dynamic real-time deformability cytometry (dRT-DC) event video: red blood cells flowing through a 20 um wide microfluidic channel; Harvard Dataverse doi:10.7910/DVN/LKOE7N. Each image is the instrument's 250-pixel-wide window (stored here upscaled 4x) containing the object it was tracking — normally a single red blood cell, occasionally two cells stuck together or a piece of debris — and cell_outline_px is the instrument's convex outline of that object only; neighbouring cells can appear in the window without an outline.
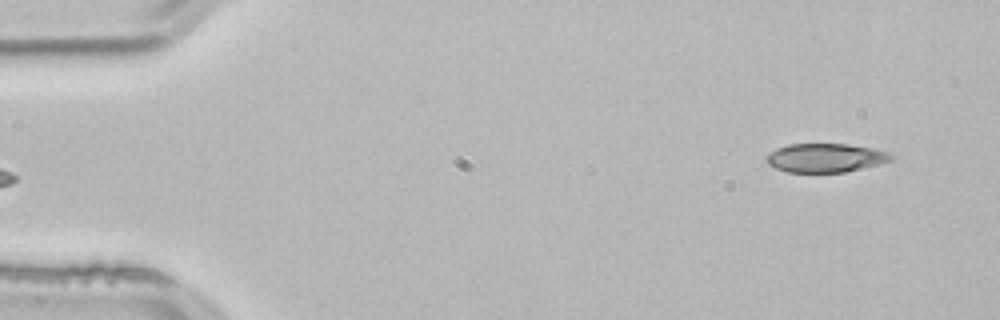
{"species": "common noctule bat (a hibernating species)", "species_latin": "Nyctalus noctula", "temperature_condition": "room temperature", "stored_images_in_passage": 4, "segment_of_instrument_passage": [2, 2], "camera_frame_rate_fps": 3000, "um_per_image_px": 0.085, "animal": {"sex": "male", "body_mass_g": 21.5, "forearm_length_mm": 52.0}, "frame": {"image": 1, "passage_image": 4, "time_ms": 1.0, "image_size_px": [1000, 320], "cell_outline_px": [[896, 156], [892, 160], [880, 164], [844, 172], [788, 172], [776, 168], [768, 164], [764, 160], [764, 156], [776, 148], [788, 144], [848, 144], [872, 148], [888, 152]], "centroid_in_image_um": [70.15, 13.41], "position_along_channel_um": 14.8, "area_um2": 21.1}}